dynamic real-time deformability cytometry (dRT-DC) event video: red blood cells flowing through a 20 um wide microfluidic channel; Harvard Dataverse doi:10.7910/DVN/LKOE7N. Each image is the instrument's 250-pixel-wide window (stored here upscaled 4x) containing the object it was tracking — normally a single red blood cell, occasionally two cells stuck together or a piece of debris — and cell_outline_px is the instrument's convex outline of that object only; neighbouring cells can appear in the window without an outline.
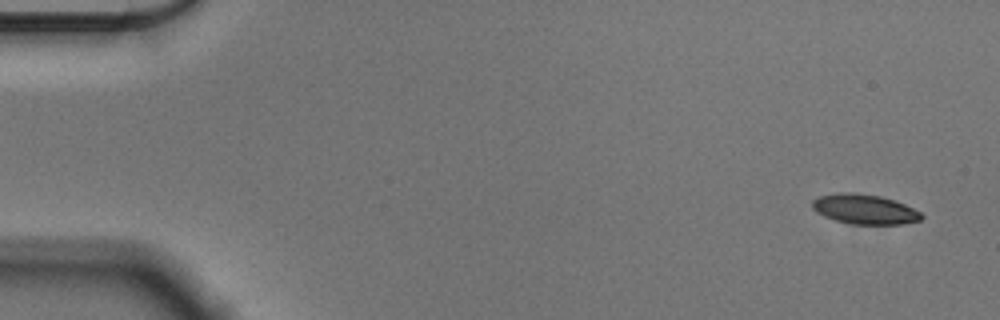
{"species": "Egyptian fruit bat (a non-hibernating species)", "species_latin": "Rousettus aegyptiacus", "temperature_condition": "cold", "stored_images_in_passage": 55, "camera_frame_rate_fps": 3000, "um_per_image_px": 0.085, "animal": {"sex": "male"}, "frame": {"image": 1, "passage_image": 2, "time_ms": 0.333, "image_size_px": [1000, 320], "cell_outline_px": [[924, 216], [920, 220], [904, 224], [852, 224], [836, 220], [824, 216], [816, 212], [812, 208], [812, 200], [820, 196], [840, 192], [856, 192], [880, 196], [896, 200], [920, 212]], "centroid_in_image_um": [73.49, 17.77], "position_along_channel_um": 11.5, "area_um2": 19.02}}
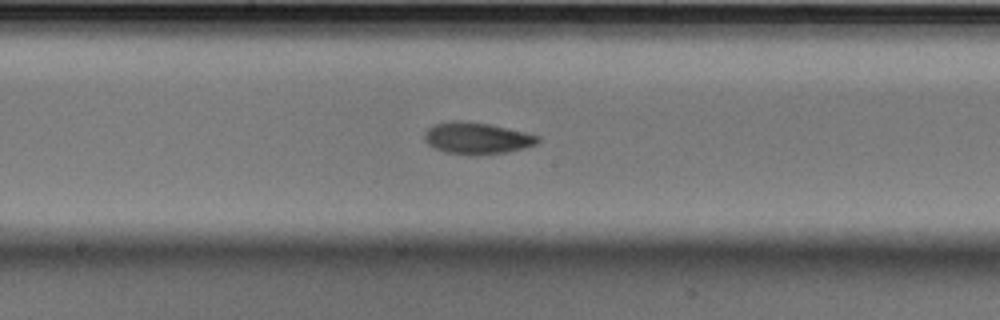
{"frame": {"image": 2, "passage_image": 29, "time_ms": 9.333, "image_size_px": [1000, 320], "cell_outline_px": [[540, 140], [536, 144], [524, 148], [508, 152], [480, 156], [468, 156], [444, 152], [428, 144], [424, 140], [424, 132], [428, 128], [436, 124], [452, 120], [460, 120], [488, 124], [524, 132], [540, 136]], "centroid_in_image_um": [40.52, 11.77], "position_along_channel_um": 207.7, "area_um2": 21.15}}
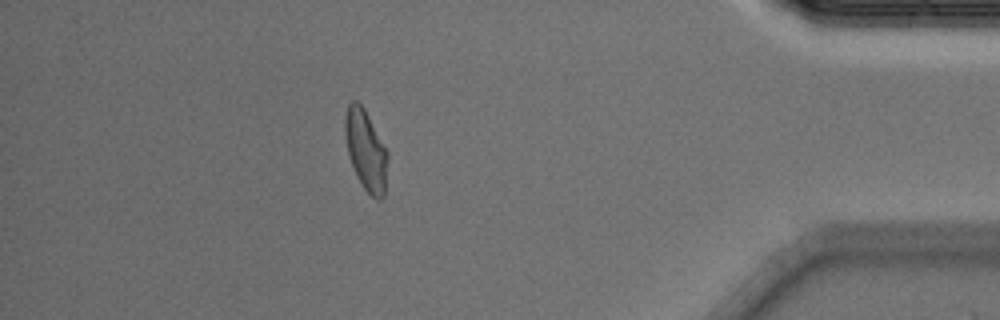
{"frame": {"image": 3, "passage_image": 49, "time_ms": 16.0, "image_size_px": [1000, 320], "cell_outline_px": [[388, 160], [384, 196], [380, 200], [376, 200], [364, 188], [356, 176], [348, 152], [344, 132], [344, 120], [348, 104], [352, 100], [356, 100], [364, 108], [388, 152]], "centroid_in_image_um": [31.1, 12.77], "position_along_channel_um": 404.1, "area_um2": 19.94}, "authors_computed_cell_mechanics": {"area_um2": 19.9988, "velocity_mm_per_s": 3.5728, "shape_relaxation_time_tau1_ms": 4.0502, "shape_relaxation_time_tau2_ms": 3.8103, "deformation_change_tau1": 0.1578, "deformation_change_tau2": 0.091}}